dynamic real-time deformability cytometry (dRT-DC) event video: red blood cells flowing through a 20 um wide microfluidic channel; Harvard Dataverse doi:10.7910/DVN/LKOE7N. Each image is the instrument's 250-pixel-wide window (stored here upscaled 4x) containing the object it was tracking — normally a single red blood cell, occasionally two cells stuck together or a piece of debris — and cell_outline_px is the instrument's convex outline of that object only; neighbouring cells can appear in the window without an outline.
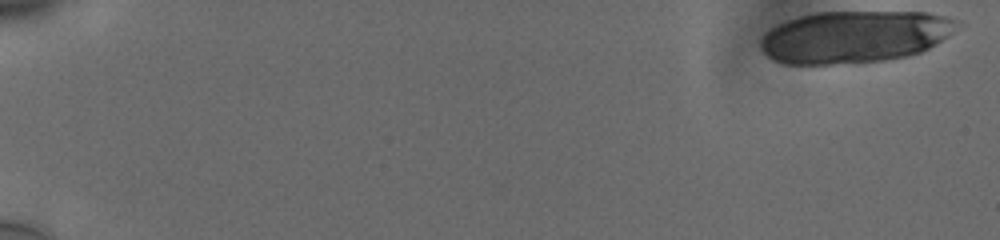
{"species": "human", "species_latin": "Homo sapiens", "temperature_condition": "cold", "stored_images_in_passage": 13, "camera_frame_rate_fps": 3000, "um_per_image_px": 0.085, "donor": {"sex": "male"}, "frame": {"image": 1, "passage_image": 1, "time_ms": 0.0, "image_size_px": [1000, 240], "cell_outline_px": [[948, 36], [936, 44], [920, 52], [908, 56], [884, 60], [832, 64], [784, 64], [772, 60], [764, 52], [760, 44], [760, 40], [772, 28], [788, 20], [800, 16], [820, 12], [924, 12], [940, 16], [948, 20]], "centroid_in_image_um": [72.5, 3.15], "position_along_channel_um": 12.5, "area_um2": 58.26}}